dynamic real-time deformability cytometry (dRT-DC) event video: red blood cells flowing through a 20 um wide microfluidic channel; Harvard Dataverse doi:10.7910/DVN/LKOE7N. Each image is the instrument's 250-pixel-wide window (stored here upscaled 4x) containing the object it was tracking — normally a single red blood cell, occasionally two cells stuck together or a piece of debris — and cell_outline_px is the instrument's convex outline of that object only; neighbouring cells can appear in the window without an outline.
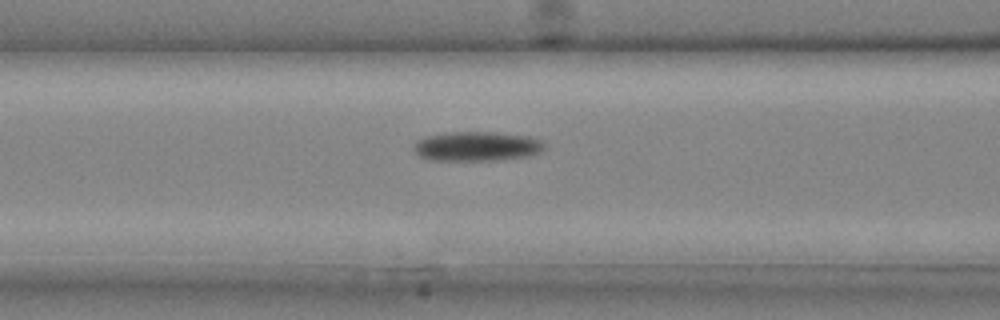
{"species": "common noctule bat (a hibernating species)", "species_latin": "Nyctalus noctula", "temperature_condition": "cold", "stored_images_in_passage": 29, "camera_frame_rate_fps": 3000, "um_per_image_px": 0.085, "animal": {"sex": "male", "body_mass_g": 20.4}, "frame": {"image": 1, "passage_image": 13, "time_ms": 4.0, "image_size_px": [1000, 320], "cell_outline_px": [[544, 148], [540, 152], [528, 156], [500, 160], [432, 160], [420, 156], [412, 148], [416, 140], [424, 136], [452, 132], [496, 132], [528, 136], [540, 140], [544, 144]], "centroid_in_image_um": [40.51, 12.43], "position_along_channel_um": 126.1, "area_um2": 22.48}}
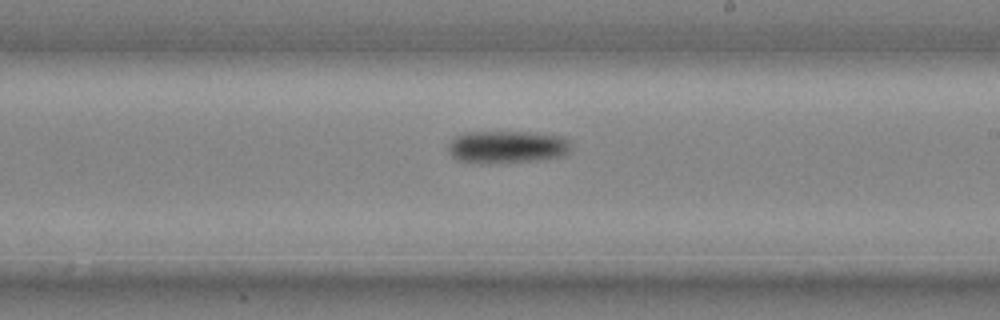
{"frame": {"image": 2, "passage_image": 19, "time_ms": 6.0, "image_size_px": [1000, 320], "cell_outline_px": [[568, 152], [564, 156], [536, 160], [488, 164], [476, 164], [456, 160], [448, 152], [448, 144], [456, 136], [468, 132], [524, 132], [564, 136], [568, 140]], "centroid_in_image_um": [43.04, 12.51], "position_along_channel_um": 246.0, "area_um2": 23.41}}
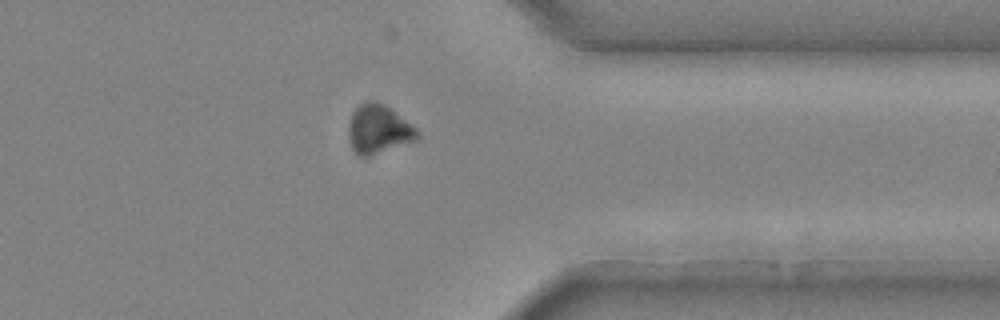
{"frame": {"image": 3, "passage_image": 26, "time_ms": 8.333, "image_size_px": [1000, 320], "cell_outline_px": [[420, 140], [368, 156], [360, 156], [352, 148], [348, 136], [348, 124], [352, 112], [360, 104], [368, 100], [372, 100], [388, 108], [412, 124], [420, 132]], "centroid_in_image_um": [32.19, 11.01], "position_along_channel_um": 379.2, "area_um2": 19.54}}